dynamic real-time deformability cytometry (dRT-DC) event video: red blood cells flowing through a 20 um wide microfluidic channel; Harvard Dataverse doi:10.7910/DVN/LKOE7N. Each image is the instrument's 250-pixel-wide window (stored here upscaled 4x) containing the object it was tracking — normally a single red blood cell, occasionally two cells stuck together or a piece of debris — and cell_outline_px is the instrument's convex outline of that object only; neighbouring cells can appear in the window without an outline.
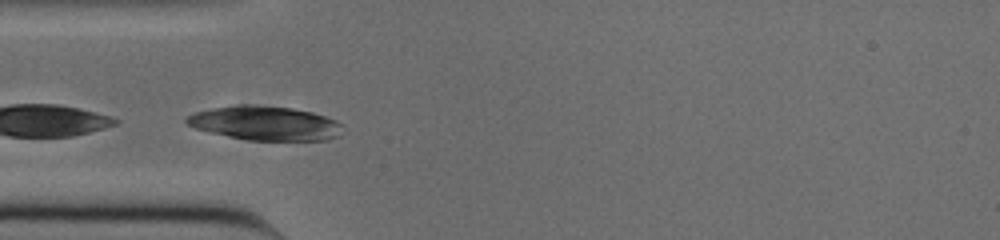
{"species": "common noctule bat (a hibernating species)", "species_latin": "Nyctalus noctula", "temperature_condition": "cold", "stored_images_in_passage": 48, "camera_frame_rate_fps": 3000, "um_per_image_px": 0.085, "animal": {"sex": "male", "body_mass_g": 20.0, "forearm_length_mm": 53.3}, "frame": {"image": 1, "passage_image": 12, "time_ms": 3.667, "image_size_px": [1000, 240], "cell_outline_px": [[340, 124], [336, 136], [328, 140], [248, 140], [228, 136], [196, 128], [188, 124], [184, 120], [188, 116], [196, 112], [212, 108], [244, 104], [248, 104], [292, 108], [312, 112], [336, 120]], "centroid_in_image_um": [22.51, 10.46], "position_along_channel_um": 62.5, "area_um2": 30.46}}